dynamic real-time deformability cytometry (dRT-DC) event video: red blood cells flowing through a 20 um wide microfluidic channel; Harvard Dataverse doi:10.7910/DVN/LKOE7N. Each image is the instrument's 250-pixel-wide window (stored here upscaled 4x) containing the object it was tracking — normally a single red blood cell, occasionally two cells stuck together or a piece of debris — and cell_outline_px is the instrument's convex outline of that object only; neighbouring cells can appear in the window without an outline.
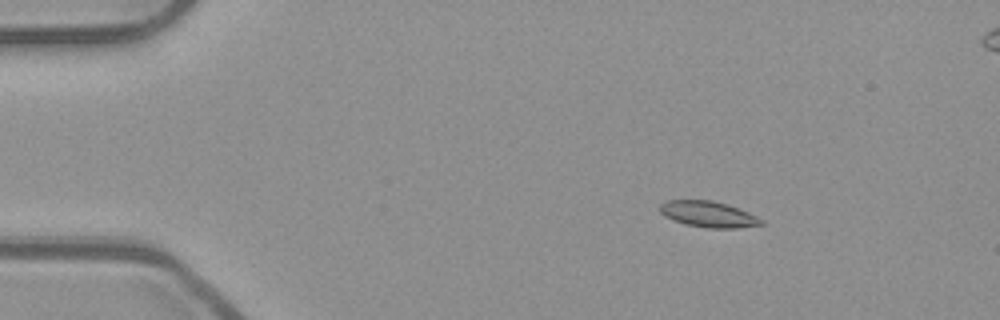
{"species": "common noctule bat (a hibernating species)", "species_latin": "Nyctalus noctula", "temperature_condition": "room temperature", "stored_images_in_passage": 51, "segment_of_instrument_passage": [1, 2], "camera_frame_rate_fps": 3000, "um_per_image_px": 0.085, "animal": {"sex": "male", "body_mass_g": 23.1, "forearm_length_mm": 52.7}, "frame": {"image": 1, "passage_image": 5, "time_ms": 1.333, "image_size_px": [1000, 320], "cell_outline_px": [[764, 224], [736, 228], [708, 228], [684, 224], [672, 220], [664, 216], [660, 212], [660, 204], [668, 200], [712, 200], [728, 204], [748, 212], [764, 220]], "centroid_in_image_um": [60.2, 18.21], "position_along_channel_um": 24.8, "area_um2": 15.43}}
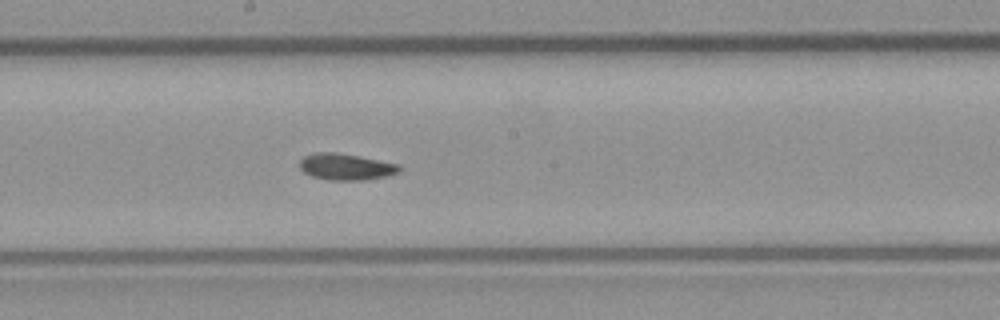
{"frame": {"image": 2, "passage_image": 26, "time_ms": 8.333, "image_size_px": [1000, 320], "cell_outline_px": [[400, 172], [388, 176], [368, 180], [328, 180], [312, 176], [304, 172], [300, 168], [300, 160], [304, 156], [312, 152], [336, 152], [400, 164]], "centroid_in_image_um": [29.41, 14.18], "position_along_channel_um": 218.8, "area_um2": 15.49}}
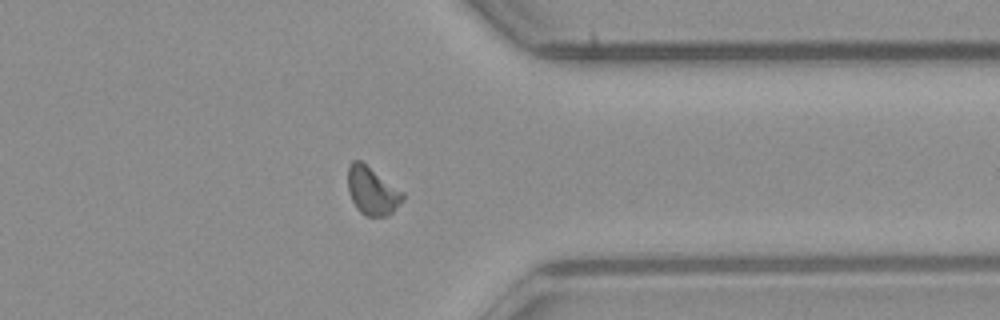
{"frame": {"image": 3, "passage_image": 39, "time_ms": 12.667, "image_size_px": [1000, 320], "cell_outline_px": [[404, 200], [388, 216], [368, 216], [360, 212], [356, 208], [348, 192], [348, 164], [352, 160], [360, 160], [404, 192]], "centroid_in_image_um": [31.63, 16.22], "position_along_channel_um": 379.8, "area_um2": 15.37}}